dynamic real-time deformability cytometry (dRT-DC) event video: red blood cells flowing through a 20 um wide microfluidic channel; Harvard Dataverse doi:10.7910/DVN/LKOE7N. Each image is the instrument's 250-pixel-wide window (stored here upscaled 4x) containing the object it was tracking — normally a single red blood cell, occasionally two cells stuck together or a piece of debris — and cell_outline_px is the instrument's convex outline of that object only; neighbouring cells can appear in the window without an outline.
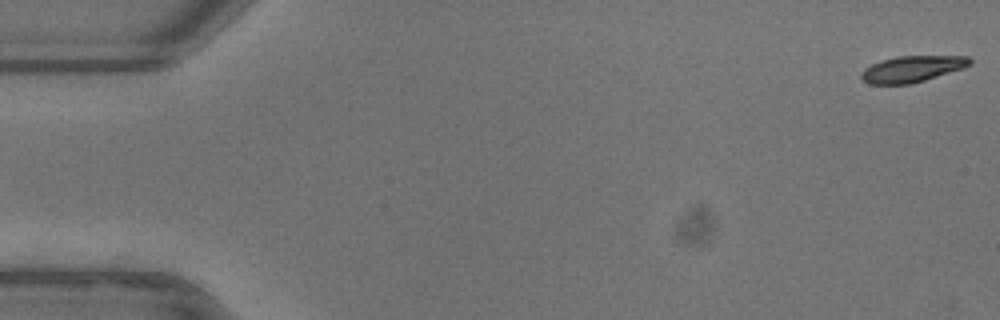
{"species": "common noctule bat (a hibernating species)", "species_latin": "Nyctalus noctula", "temperature_condition": "warm", "stored_images_in_passage": 50, "camera_frame_rate_fps": 3000, "um_per_image_px": 0.085, "animal": {"sex": "female"}, "frame": {"image": 1, "passage_image": 1, "time_ms": 0.0, "image_size_px": [1000, 320], "cell_outline_px": [[972, 64], [964, 68], [924, 80], [908, 84], [868, 84], [860, 76], [864, 68], [872, 64], [896, 56], [968, 56], [972, 60]], "centroid_in_image_um": [77.55, 5.85], "position_along_channel_um": 7.5, "area_um2": 16.47}}
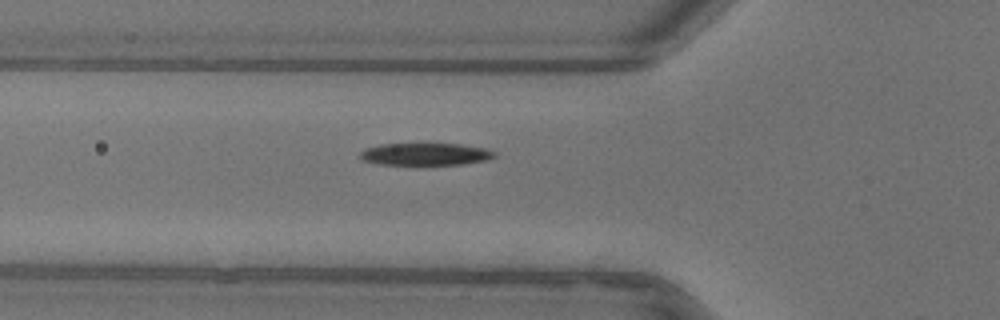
{"frame": {"image": 2, "passage_image": 19, "time_ms": 6.0, "image_size_px": [1000, 320], "cell_outline_px": [[496, 156], [484, 160], [460, 164], [380, 164], [364, 160], [360, 156], [360, 152], [364, 148], [380, 144], [460, 144], [488, 148], [496, 152]], "centroid_in_image_um": [36.17, 13.09], "position_along_channel_um": 89.6, "area_um2": 17.22}}
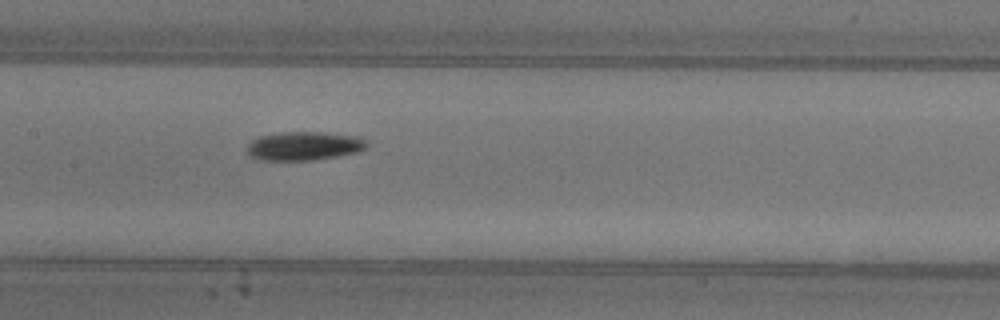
{"frame": {"image": 3, "passage_image": 26, "time_ms": 8.333, "image_size_px": [1000, 320], "cell_outline_px": [[368, 144], [360, 152], [312, 160], [260, 160], [252, 156], [248, 152], [248, 144], [256, 136], [280, 132], [320, 132], [360, 136], [368, 140]], "centroid_in_image_um": [25.87, 12.39], "position_along_channel_um": 181.5, "area_um2": 20.17}, "authors_computed_cell_mechanics": {"area_um2": 17.9758, "velocity_mm_per_s": 3.9075, "shape_relaxation_time_tau1_ms": 2.3339, "shape_relaxation_time_tau2_ms": null, "deformation_change_tau1": 0.1455, "deformation_change_tau2": null}}